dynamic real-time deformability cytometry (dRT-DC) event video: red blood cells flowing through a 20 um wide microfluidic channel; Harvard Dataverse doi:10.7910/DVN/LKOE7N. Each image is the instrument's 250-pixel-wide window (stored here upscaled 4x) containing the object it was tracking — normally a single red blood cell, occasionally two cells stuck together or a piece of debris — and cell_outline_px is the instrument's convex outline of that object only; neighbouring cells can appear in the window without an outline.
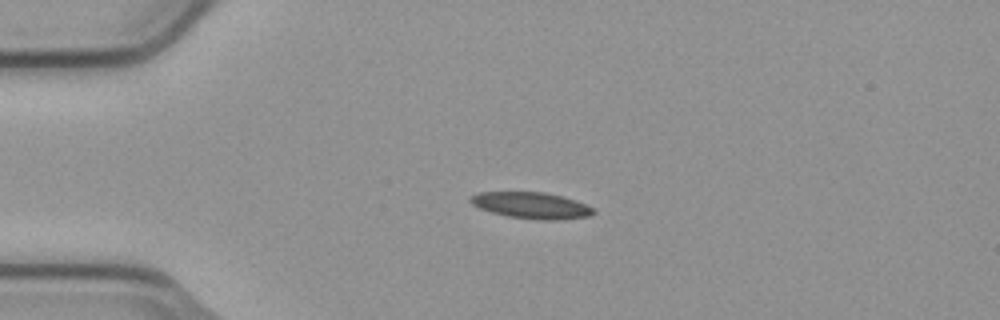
{"species": "common noctule bat (a hibernating species)", "species_latin": "Nyctalus noctula", "temperature_condition": "cold", "stored_images_in_passage": 2, "camera_frame_rate_fps": 3000, "um_per_image_px": 0.085, "animal": {"sex": "male", "body_mass_g": 23.1, "forearm_length_mm": 52.7}, "frame": {"image": 1, "passage_image": 1, "time_ms": 0.0, "image_size_px": [1000, 320], "cell_outline_px": [[596, 212], [588, 216], [560, 220], [540, 220], [508, 216], [492, 212], [480, 208], [472, 204], [468, 200], [472, 196], [480, 192], [544, 192], [564, 196], [576, 200], [592, 208]], "centroid_in_image_um": [45.18, 17.45], "position_along_channel_um": 39.8, "area_um2": 18.79}}